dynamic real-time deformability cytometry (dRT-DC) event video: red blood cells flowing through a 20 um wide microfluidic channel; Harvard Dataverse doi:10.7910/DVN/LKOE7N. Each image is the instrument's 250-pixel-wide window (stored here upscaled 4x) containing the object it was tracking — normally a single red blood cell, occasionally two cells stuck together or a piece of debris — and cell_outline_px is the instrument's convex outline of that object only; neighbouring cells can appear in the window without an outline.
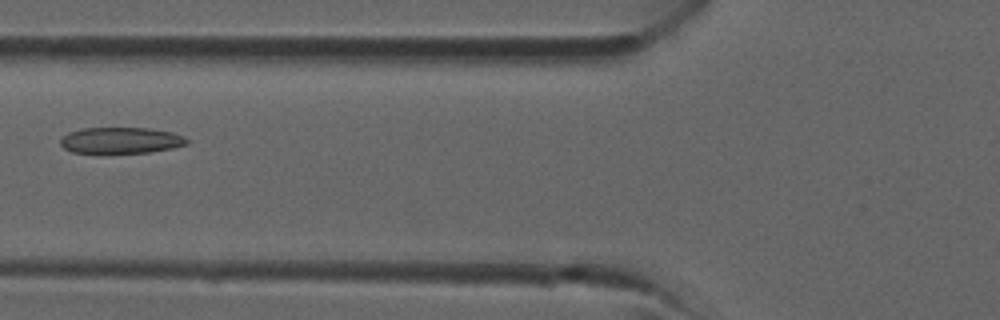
{"species": "common noctule bat (a hibernating species)", "species_latin": "Nyctalus noctula", "temperature_condition": "room temperature", "stored_images_in_passage": 39, "camera_frame_rate_fps": 3000, "um_per_image_px": 0.085, "animal": {"sex": "male", "forearm_length_mm": 52.5}, "frame": {"image": 1, "passage_image": 15, "time_ms": 4.667, "image_size_px": [1000, 320], "cell_outline_px": [[188, 144], [172, 148], [152, 152], [72, 152], [64, 148], [60, 144], [60, 140], [68, 132], [84, 128], [148, 128], [172, 132], [184, 136], [188, 140]], "centroid_in_image_um": [10.3, 11.92], "position_along_channel_um": 115.5, "area_um2": 19.07}}
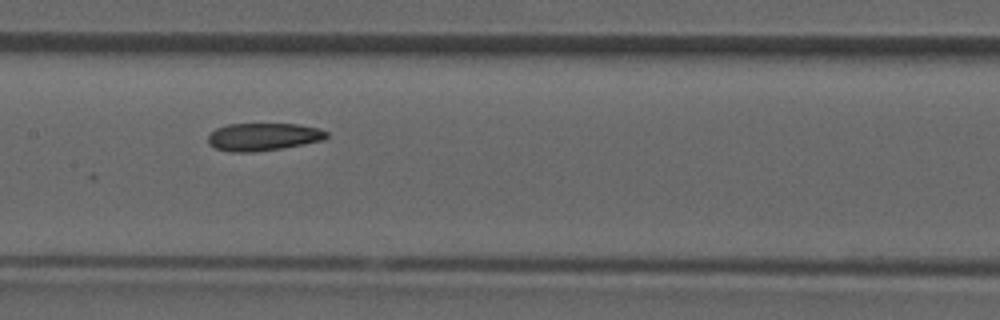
{"frame": {"image": 2, "passage_image": 19, "time_ms": 6.0, "image_size_px": [1000, 320], "cell_outline_px": [[328, 136], [324, 140], [304, 144], [280, 148], [252, 152], [232, 152], [216, 148], [208, 144], [208, 136], [216, 128], [228, 124], [296, 124], [316, 128], [328, 132]], "centroid_in_image_um": [22.36, 11.63], "position_along_channel_um": 185.0, "area_um2": 18.96}}
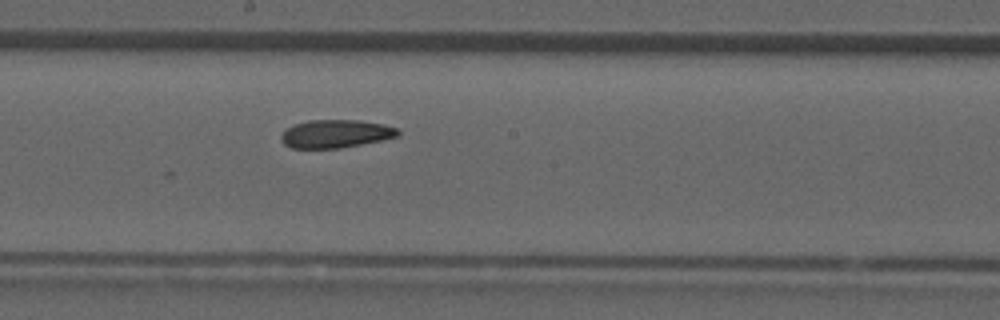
{"frame": {"image": 3, "passage_image": 21, "time_ms": 6.667, "image_size_px": [1000, 320], "cell_outline_px": [[400, 136], [340, 148], [292, 148], [284, 144], [280, 140], [280, 136], [288, 128], [296, 124], [308, 120], [360, 120], [384, 124], [400, 128]], "centroid_in_image_um": [28.57, 11.36], "position_along_channel_um": 219.6, "area_um2": 19.13}}